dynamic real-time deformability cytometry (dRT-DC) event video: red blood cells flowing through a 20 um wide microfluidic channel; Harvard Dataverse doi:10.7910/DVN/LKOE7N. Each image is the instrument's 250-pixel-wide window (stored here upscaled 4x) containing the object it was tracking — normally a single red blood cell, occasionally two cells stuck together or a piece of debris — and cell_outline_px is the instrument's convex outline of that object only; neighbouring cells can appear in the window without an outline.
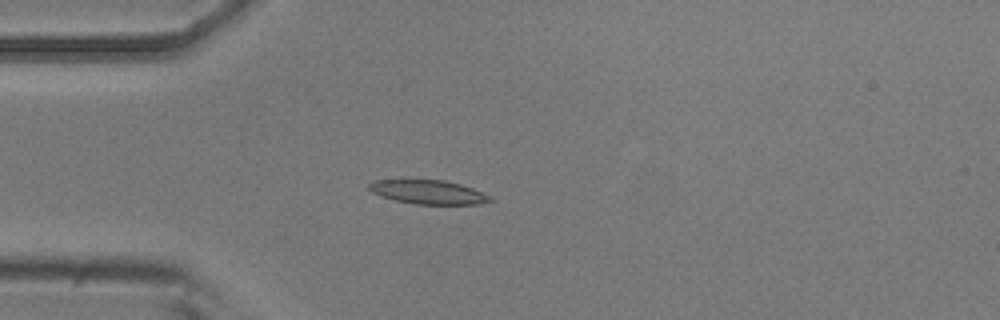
{"species": "common noctule bat (a hibernating species)", "species_latin": "Nyctalus noctula", "temperature_condition": "room temperature", "stored_images_in_passage": 52, "camera_frame_rate_fps": 3000, "um_per_image_px": 0.085, "animal": {"sex": "male", "body_mass_g": 20.5, "forearm_length_mm": 52.5}, "frame": {"image": 1, "passage_image": 14, "time_ms": 4.333, "image_size_px": [1000, 320], "cell_outline_px": [[496, 200], [476, 204], [416, 204], [396, 200], [380, 196], [372, 192], [368, 188], [368, 184], [376, 180], [444, 180], [460, 184], [472, 188], [492, 196]], "centroid_in_image_um": [36.43, 16.33], "position_along_channel_um": 48.6, "area_um2": 16.82}}
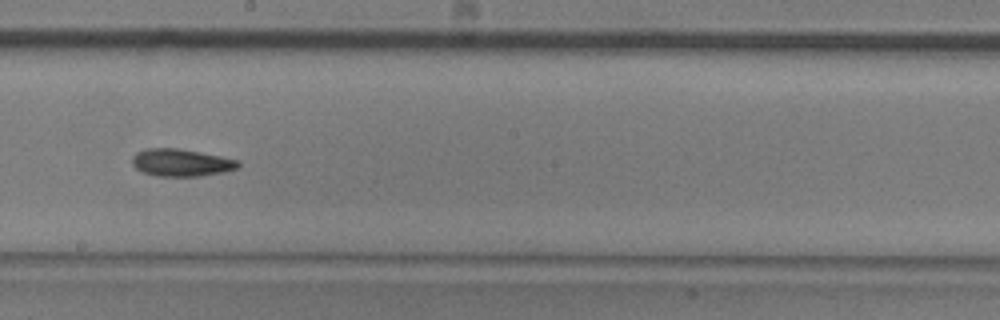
{"frame": {"image": 2, "passage_image": 29, "time_ms": 9.333, "image_size_px": [1000, 320], "cell_outline_px": [[240, 164], [236, 168], [224, 172], [200, 176], [156, 176], [140, 172], [132, 164], [132, 156], [136, 152], [144, 148], [176, 148], [200, 152], [240, 160]], "centroid_in_image_um": [15.36, 13.82], "position_along_channel_um": 232.8, "area_um2": 17.05}}
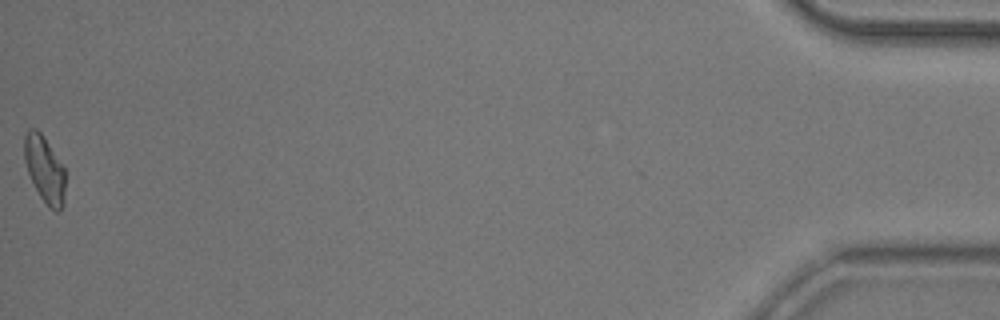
{"frame": {"image": 3, "passage_image": 52, "time_ms": 17.0, "image_size_px": [1000, 320], "cell_outline_px": [[64, 204], [60, 212], [56, 212], [48, 208], [40, 196], [28, 172], [24, 160], [24, 136], [28, 128], [36, 128], [40, 132], [64, 168]], "centroid_in_image_um": [3.78, 14.42], "position_along_channel_um": 431.4, "area_um2": 15.72}, "authors_computed_cell_mechanics": {"area_um2": 16.8198, "velocity_mm_per_s": 3.9065, "shape_relaxation_time_tau1_ms": 4.0821, "shape_relaxation_time_tau2_ms": 6.4522, "deformation_change_tau1": 0.1537, "deformation_change_tau2": 0.1519}}